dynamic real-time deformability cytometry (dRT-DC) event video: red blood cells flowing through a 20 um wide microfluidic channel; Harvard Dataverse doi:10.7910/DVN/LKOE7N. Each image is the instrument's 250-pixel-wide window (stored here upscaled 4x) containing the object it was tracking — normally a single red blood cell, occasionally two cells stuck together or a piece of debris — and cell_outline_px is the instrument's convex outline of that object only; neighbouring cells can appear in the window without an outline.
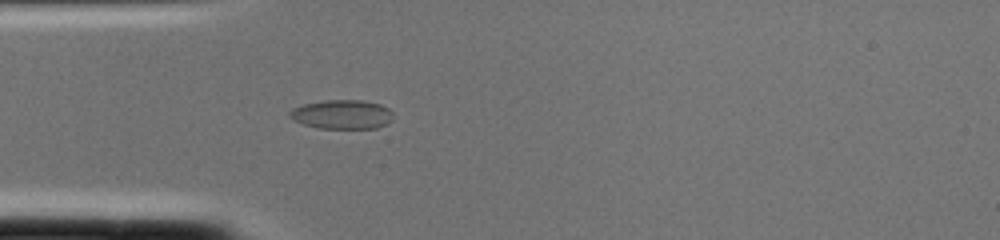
{"species": "common noctule bat (a hibernating species)", "species_latin": "Nyctalus noctula", "temperature_condition": "cold", "stored_images_in_passage": 2, "camera_frame_rate_fps": 3000, "um_per_image_px": 0.085, "animal": {"sex": "female", "body_mass_g": 22.0, "forearm_length_mm": 56.7}, "frame": {"image": 1, "passage_image": 2, "time_ms": 0.333, "image_size_px": [1000, 240], "cell_outline_px": [[392, 120], [388, 124], [376, 128], [320, 128], [304, 124], [292, 120], [288, 116], [288, 112], [292, 108], [304, 104], [324, 100], [364, 100], [380, 104], [388, 108], [392, 112]], "centroid_in_image_um": [29.07, 9.72], "position_along_channel_um": 55.9, "area_um2": 17.69}}